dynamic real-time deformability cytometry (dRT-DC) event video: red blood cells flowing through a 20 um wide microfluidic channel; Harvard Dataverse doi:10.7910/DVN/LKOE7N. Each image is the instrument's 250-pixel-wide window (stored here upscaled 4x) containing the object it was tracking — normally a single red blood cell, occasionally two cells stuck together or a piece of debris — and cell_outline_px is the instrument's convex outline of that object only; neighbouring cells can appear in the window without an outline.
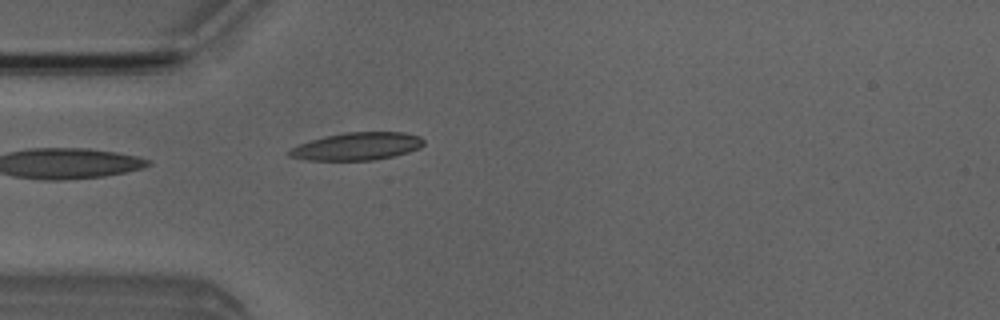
{"species": "Egyptian fruit bat (a non-hibernating species)", "species_latin": "Rousettus aegyptiacus", "temperature_condition": "room temperature", "stored_images_in_passage": 4, "camera_frame_rate_fps": 3000, "um_per_image_px": 0.085, "animal": {"sex": "male"}, "frame": {"image": 1, "passage_image": 4, "time_ms": 3.667, "image_size_px": [1000, 320], "cell_outline_px": [[424, 144], [420, 148], [408, 152], [376, 160], [308, 160], [288, 156], [288, 152], [292, 148], [300, 144], [324, 136], [344, 132], [404, 132], [420, 136], [424, 140]], "centroid_in_image_um": [30.38, 12.43], "position_along_channel_um": 54.6, "area_um2": 21.62}}